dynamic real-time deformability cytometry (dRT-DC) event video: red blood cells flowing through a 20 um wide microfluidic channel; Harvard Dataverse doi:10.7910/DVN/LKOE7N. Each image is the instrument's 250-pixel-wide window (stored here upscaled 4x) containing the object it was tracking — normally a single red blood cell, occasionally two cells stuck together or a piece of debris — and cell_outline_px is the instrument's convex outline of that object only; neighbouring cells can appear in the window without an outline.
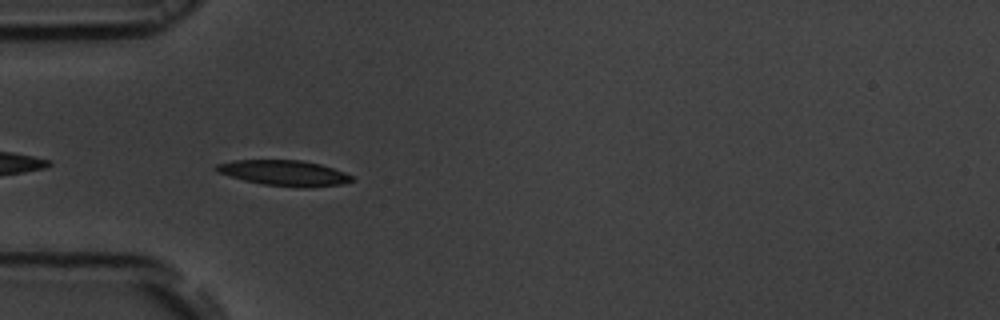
{"species": "common noctule bat (a hibernating species)", "species_latin": "Nyctalus noctula", "temperature_condition": "room temperature", "stored_images_in_passage": 39, "camera_frame_rate_fps": 3000, "um_per_image_px": 0.085, "animal": {"sex": "male", "body_mass_g": 19.5, "forearm_length_mm": 54.6}, "frame": {"image": 1, "passage_image": 2, "time_ms": 0.333, "image_size_px": [1000, 320], "cell_outline_px": [[356, 180], [340, 184], [308, 188], [304, 188], [264, 184], [244, 180], [216, 172], [212, 168], [216, 164], [232, 160], [300, 160], [320, 164], [344, 172], [352, 176]], "centroid_in_image_um": [24.13, 14.7], "position_along_channel_um": 60.9, "area_um2": 20.17}}
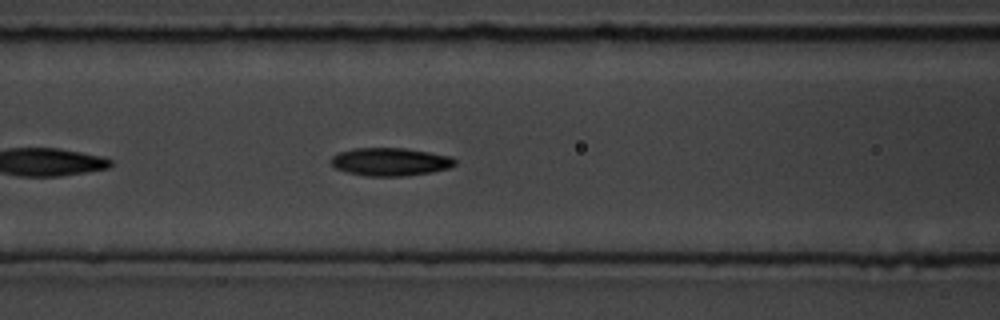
{"frame": {"image": 2, "passage_image": 8, "time_ms": 2.333, "image_size_px": [1000, 320], "cell_outline_px": [[456, 164], [448, 168], [432, 172], [408, 176], [364, 176], [348, 172], [336, 168], [332, 164], [332, 156], [340, 152], [356, 148], [404, 148], [452, 156], [456, 160]], "centroid_in_image_um": [33.21, 13.76], "position_along_channel_um": 133.4, "area_um2": 20.17}}
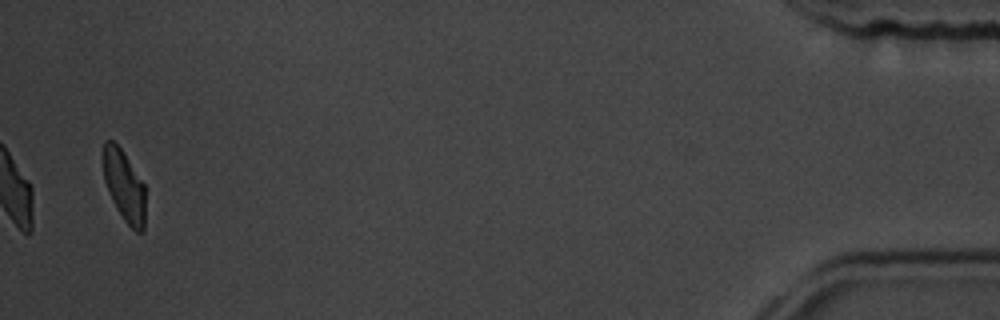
{"frame": {"image": 3, "passage_image": 38, "time_ms": 12.333, "image_size_px": [1000, 320], "cell_outline_px": [[144, 232], [136, 232], [124, 220], [116, 208], [112, 200], [104, 180], [104, 140], [112, 140], [120, 148], [144, 184]], "centroid_in_image_um": [10.56, 15.83], "position_along_channel_um": 424.6, "area_um2": 17.05}, "authors_computed_cell_mechanics": {"area_um2": 19.8832, "velocity_mm_per_s": 3.7681, "shape_relaxation_time_tau1_ms": 3.7518, "shape_relaxation_time_tau2_ms": 6.2766, "deformation_change_tau1": 0.1236, "deformation_change_tau2": 0.1185}}